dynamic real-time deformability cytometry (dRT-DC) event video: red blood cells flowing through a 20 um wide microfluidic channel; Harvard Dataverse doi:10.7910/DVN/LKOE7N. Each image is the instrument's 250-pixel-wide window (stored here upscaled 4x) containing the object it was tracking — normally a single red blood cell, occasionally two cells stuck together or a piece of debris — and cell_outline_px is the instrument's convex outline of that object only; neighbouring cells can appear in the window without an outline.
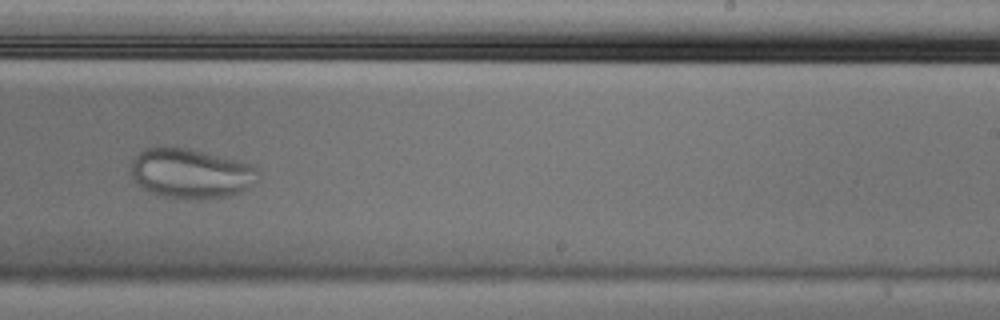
{"species": "Egyptian fruit bat (a non-hibernating species)", "species_latin": "Rousettus aegyptiacus", "temperature_condition": "cold", "stored_images_in_passage": 10, "camera_frame_rate_fps": 3000, "um_per_image_px": 0.085, "animal": {"sex": "male"}, "frame": {"image": 1, "passage_image": 9, "time_ms": 2.667, "image_size_px": [1000, 320], "cell_outline_px": [[260, 176], [248, 188], [240, 192], [228, 196], [164, 196], [148, 192], [132, 176], [132, 160], [144, 148], [156, 144], [188, 148], [252, 164], [260, 172]], "centroid_in_image_um": [16.21, 14.66], "position_along_channel_um": 272.8, "area_um2": 36.3}}